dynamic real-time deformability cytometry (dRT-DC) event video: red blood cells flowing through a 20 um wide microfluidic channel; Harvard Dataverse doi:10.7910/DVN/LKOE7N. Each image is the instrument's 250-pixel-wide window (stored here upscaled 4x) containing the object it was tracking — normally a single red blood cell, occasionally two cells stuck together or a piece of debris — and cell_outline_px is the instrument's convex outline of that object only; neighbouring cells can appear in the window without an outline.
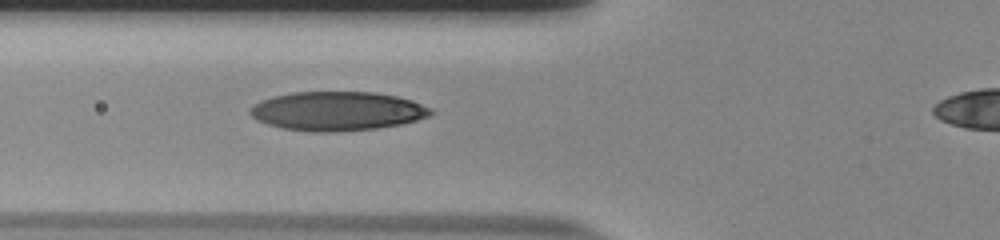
{"species": "human", "species_latin": "Homo sapiens", "temperature_condition": "room temperature", "stored_images_in_passage": 32, "camera_frame_rate_fps": 3000, "um_per_image_px": 0.085, "donor": {"sex": "male"}, "frame": {"image": 1, "passage_image": 3, "time_ms": 0.667, "image_size_px": [1000, 240], "cell_outline_px": [[432, 112], [428, 116], [416, 120], [400, 124], [380, 128], [336, 132], [312, 132], [280, 128], [256, 120], [248, 112], [260, 100], [272, 96], [292, 92], [376, 92], [396, 96], [412, 100], [432, 108]], "centroid_in_image_um": [28.65, 9.45], "position_along_channel_um": 97.1, "area_um2": 41.27}}
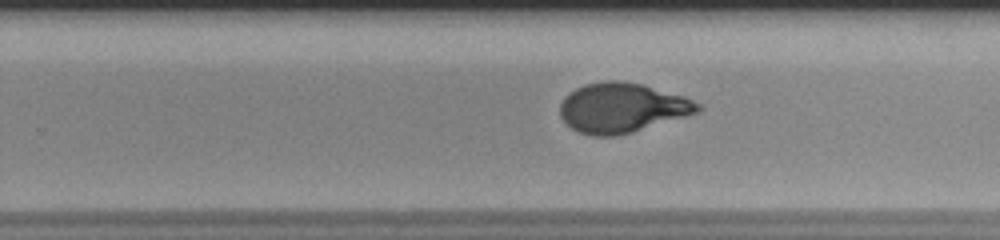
{"frame": {"image": 2, "passage_image": 17, "time_ms": 5.333, "image_size_px": [1000, 240], "cell_outline_px": [[704, 108], [700, 112], [632, 132], [616, 136], [592, 136], [580, 132], [572, 128], [560, 116], [560, 104], [564, 96], [576, 88], [584, 84], [608, 80], [616, 80], [640, 84], [684, 96], [700, 104]], "centroid_in_image_um": [52.87, 9.16], "position_along_channel_um": 276.9, "area_um2": 39.77}}
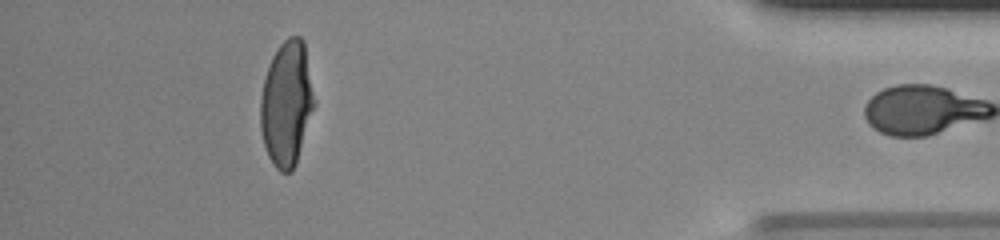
{"frame": {"image": 3, "passage_image": 31, "time_ms": 10.0, "image_size_px": [1000, 240], "cell_outline_px": [[316, 104], [296, 164], [292, 172], [280, 172], [272, 164], [268, 156], [264, 144], [260, 128], [260, 100], [264, 76], [268, 64], [272, 56], [280, 44], [288, 36], [300, 36], [304, 40], [316, 100]], "centroid_in_image_um": [24.38, 8.79], "position_along_channel_um": 410.8, "area_um2": 39.94}}